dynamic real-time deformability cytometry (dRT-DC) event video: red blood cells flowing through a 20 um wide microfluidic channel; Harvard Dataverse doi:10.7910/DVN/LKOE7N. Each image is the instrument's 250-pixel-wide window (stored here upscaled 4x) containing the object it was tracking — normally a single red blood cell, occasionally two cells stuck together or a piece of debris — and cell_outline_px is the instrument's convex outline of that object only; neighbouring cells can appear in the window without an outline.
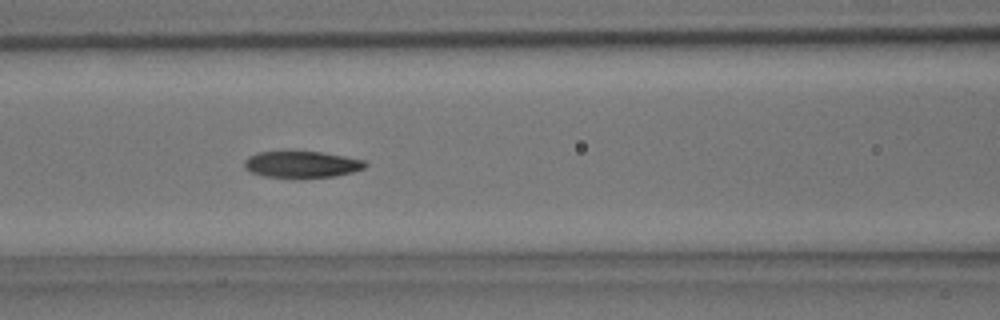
{"species": "common noctule bat (a hibernating species)", "species_latin": "Nyctalus noctula", "temperature_condition": "room temperature", "stored_images_in_passage": 44, "camera_frame_rate_fps": 3000, "um_per_image_px": 0.085, "animal": {"sex": "male", "body_mass_g": 15.6}, "frame": {"image": 1, "passage_image": 19, "time_ms": 6.0, "image_size_px": [1000, 320], "cell_outline_px": [[368, 164], [364, 168], [352, 172], [336, 176], [260, 176], [244, 168], [244, 160], [248, 156], [256, 152], [320, 152], [344, 156], [364, 160]], "centroid_in_image_um": [25.63, 13.95], "position_along_channel_um": 141.0, "area_um2": 18.21}}